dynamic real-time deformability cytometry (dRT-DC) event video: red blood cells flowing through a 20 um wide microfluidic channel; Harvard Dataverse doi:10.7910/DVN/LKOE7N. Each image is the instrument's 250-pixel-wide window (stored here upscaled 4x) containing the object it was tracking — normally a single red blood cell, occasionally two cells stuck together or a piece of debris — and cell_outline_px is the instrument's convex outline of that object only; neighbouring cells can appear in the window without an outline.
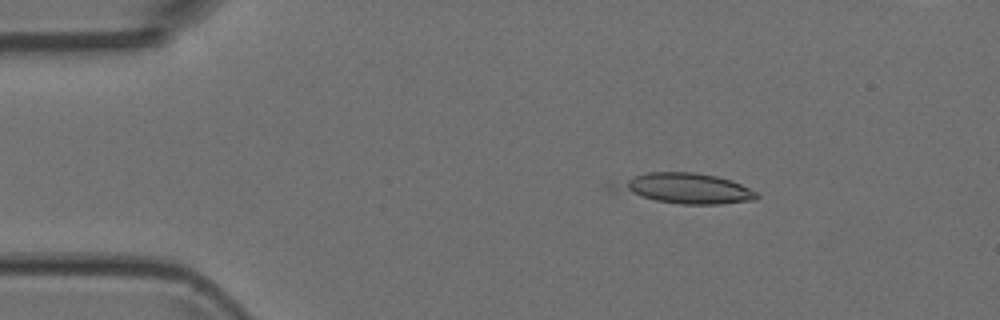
{"species": "Egyptian fruit bat (a non-hibernating species)", "species_latin": "Rousettus aegyptiacus", "temperature_condition": "room temperature", "stored_images_in_passage": 7, "segment_of_instrument_passage": [1, 2], "camera_frame_rate_fps": 3000, "um_per_image_px": 0.085, "animal": {"sex": "female"}, "frame": {"image": 1, "passage_image": 4, "time_ms": 1.0, "image_size_px": [1000, 320], "cell_outline_px": [[760, 196], [756, 200], [720, 204], [684, 204], [656, 200], [608, 192], [604, 188], [604, 184], [632, 176], [648, 172], [696, 172], [716, 176], [732, 180], [756, 192]], "centroid_in_image_um": [58.03, 16.01], "position_along_channel_um": 27.0, "area_um2": 25.89}}